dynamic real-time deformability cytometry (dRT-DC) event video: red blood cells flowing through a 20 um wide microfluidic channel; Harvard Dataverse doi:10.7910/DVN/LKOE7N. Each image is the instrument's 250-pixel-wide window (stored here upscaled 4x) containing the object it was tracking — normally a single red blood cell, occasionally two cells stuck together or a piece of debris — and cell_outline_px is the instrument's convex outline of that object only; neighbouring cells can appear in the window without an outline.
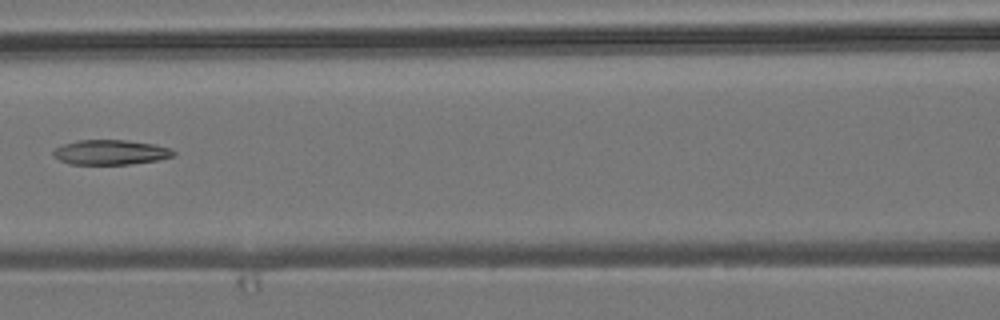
{"species": "common noctule bat (a hibernating species)", "species_latin": "Nyctalus noctula", "temperature_condition": "room temperature", "stored_images_in_passage": 8, "camera_frame_rate_fps": 3000, "um_per_image_px": 0.085, "animal": {"sex": "male", "body_mass_g": 19.2, "forearm_length_mm": 51.8}, "frame": {"image": 1, "passage_image": 6, "time_ms": 6.667, "image_size_px": [1000, 320], "cell_outline_px": [[176, 152], [172, 156], [156, 160], [132, 164], [68, 164], [52, 156], [52, 152], [56, 148], [64, 144], [76, 140], [124, 140], [152, 144], [172, 148]], "centroid_in_image_um": [9.37, 12.94], "position_along_channel_um": 157.2, "area_um2": 17.34}}